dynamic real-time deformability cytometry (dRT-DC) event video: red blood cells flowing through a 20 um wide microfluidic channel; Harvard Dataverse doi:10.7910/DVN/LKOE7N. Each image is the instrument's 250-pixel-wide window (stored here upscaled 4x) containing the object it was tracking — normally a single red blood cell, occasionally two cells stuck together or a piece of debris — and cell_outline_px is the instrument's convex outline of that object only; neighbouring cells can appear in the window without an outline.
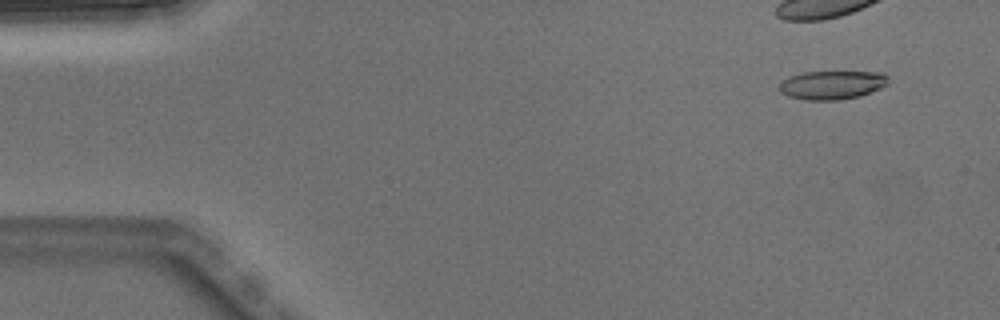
{"species": "Egyptian fruit bat (a non-hibernating species)", "species_latin": "Rousettus aegyptiacus", "temperature_condition": "warm", "stored_images_in_passage": 4, "camera_frame_rate_fps": 3000, "um_per_image_px": 0.085, "animal": {"sex": "male"}, "frame": {"image": 1, "passage_image": 1, "time_ms": 0.0, "image_size_px": [1000, 320], "cell_outline_px": [[888, 84], [872, 92], [860, 96], [840, 100], [804, 100], [788, 96], [780, 92], [780, 84], [788, 76], [800, 72], [884, 72], [888, 76]], "centroid_in_image_um": [70.74, 7.22], "position_along_channel_um": 14.3, "area_um2": 18.38}}